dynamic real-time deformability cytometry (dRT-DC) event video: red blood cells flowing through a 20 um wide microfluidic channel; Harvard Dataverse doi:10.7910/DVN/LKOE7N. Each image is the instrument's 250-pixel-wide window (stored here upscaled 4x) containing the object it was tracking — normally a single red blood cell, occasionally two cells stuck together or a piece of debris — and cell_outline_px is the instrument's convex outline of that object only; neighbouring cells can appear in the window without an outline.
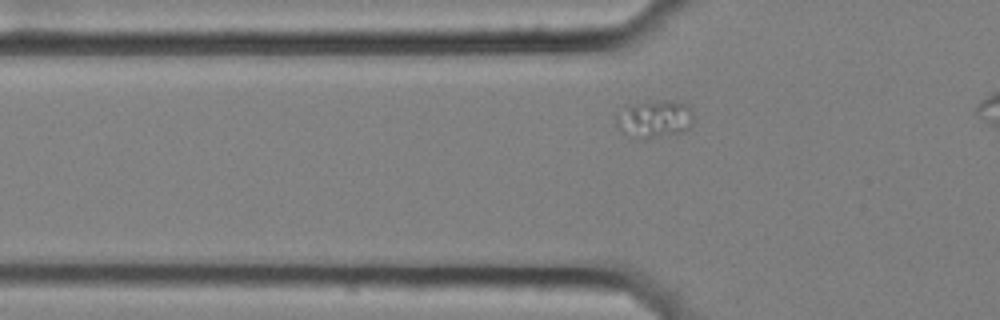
{"species": "common noctule bat (a hibernating species)", "species_latin": "Nyctalus noctula", "temperature_condition": "cold", "stored_images_in_passage": 15, "camera_frame_rate_fps": 3000, "um_per_image_px": 0.085, "animal": {"sex": "female", "body_mass_g": 25.1}, "frame": {"image": 1, "passage_image": 6, "time_ms": 1.667, "image_size_px": [1000, 320], "cell_outline_px": [[692, 124], [684, 132], [644, 140], [640, 140], [620, 128], [616, 124], [616, 112], [636, 104], [664, 100], [672, 100], [688, 104], [692, 112]], "centroid_in_image_um": [55.68, 10.12], "position_along_channel_um": 70.1, "area_um2": 16.82}}